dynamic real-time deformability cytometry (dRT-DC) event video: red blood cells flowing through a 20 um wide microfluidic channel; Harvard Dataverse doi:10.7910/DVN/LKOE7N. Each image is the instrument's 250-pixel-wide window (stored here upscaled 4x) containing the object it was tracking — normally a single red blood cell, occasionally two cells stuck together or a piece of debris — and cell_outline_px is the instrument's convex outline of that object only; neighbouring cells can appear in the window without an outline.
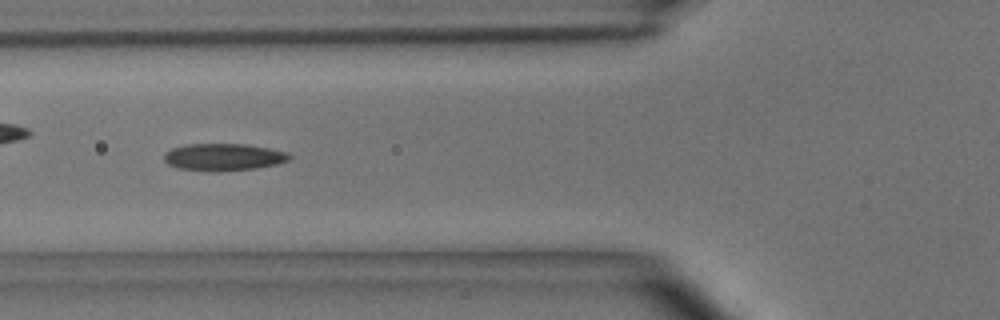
{"species": "common noctule bat (a hibernating species)", "species_latin": "Nyctalus noctula", "temperature_condition": "room temperature", "stored_images_in_passage": 7, "camera_frame_rate_fps": 3000, "um_per_image_px": 0.085, "animal": {"sex": "male", "body_mass_g": 15.6}, "frame": {"image": 1, "passage_image": 6, "time_ms": 1.667, "image_size_px": [1000, 320], "cell_outline_px": [[292, 156], [288, 160], [280, 164], [256, 168], [220, 172], [212, 172], [176, 168], [168, 164], [164, 160], [164, 152], [172, 148], [184, 144], [244, 144], [268, 148], [288, 152]], "centroid_in_image_um": [18.98, 13.36], "position_along_channel_um": 106.8, "area_um2": 20.17}}